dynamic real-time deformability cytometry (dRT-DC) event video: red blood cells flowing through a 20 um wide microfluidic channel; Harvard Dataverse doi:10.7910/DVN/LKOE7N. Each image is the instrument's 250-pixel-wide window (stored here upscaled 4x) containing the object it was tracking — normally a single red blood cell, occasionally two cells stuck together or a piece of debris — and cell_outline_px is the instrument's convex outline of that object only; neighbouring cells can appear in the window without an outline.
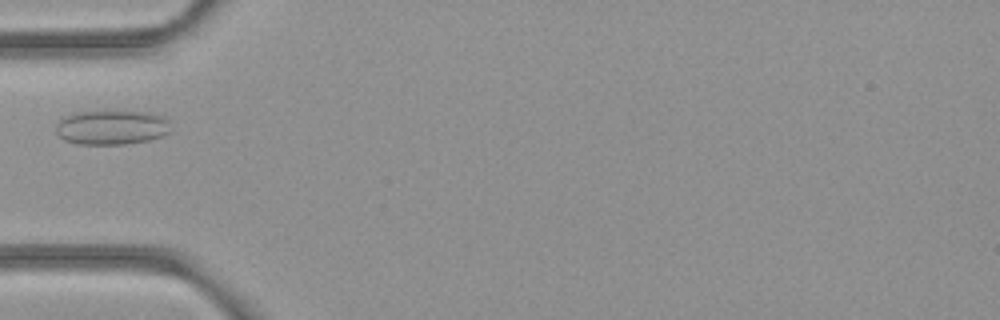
{"species": "common noctule bat (a hibernating species)", "species_latin": "Nyctalus noctula", "temperature_condition": "room temperature", "stored_images_in_passage": 5, "camera_frame_rate_fps": 3000, "um_per_image_px": 0.085, "animal": {"sex": "female", "body_mass_g": 21.9}, "frame": {"image": 1, "passage_image": 4, "time_ms": 1.0, "image_size_px": [1000, 320], "cell_outline_px": [[168, 132], [160, 136], [148, 140], [124, 144], [76, 144], [64, 140], [56, 132], [56, 124], [64, 116], [76, 112], [116, 108], [148, 112], [160, 116], [168, 120]], "centroid_in_image_um": [9.44, 10.78], "position_along_channel_um": 75.6, "area_um2": 23.7}}